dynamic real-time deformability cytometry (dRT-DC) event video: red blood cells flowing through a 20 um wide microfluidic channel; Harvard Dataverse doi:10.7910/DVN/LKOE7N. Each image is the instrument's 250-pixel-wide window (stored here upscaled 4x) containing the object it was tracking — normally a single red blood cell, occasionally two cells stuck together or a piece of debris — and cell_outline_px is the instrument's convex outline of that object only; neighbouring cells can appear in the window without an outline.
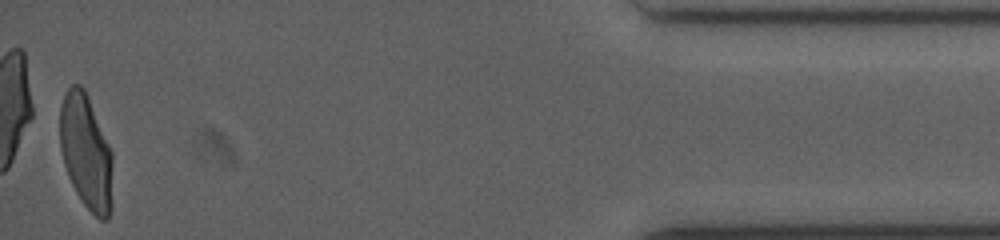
{"species": "human", "species_latin": "Homo sapiens", "temperature_condition": "cold", "stored_images_in_passage": 45, "camera_frame_rate_fps": 3000, "um_per_image_px": 0.085, "donor": {"sex": "female"}, "frame": {"image": 1, "passage_image": 45, "time_ms": 14.667, "image_size_px": [1000, 240], "cell_outline_px": [[112, 208], [108, 220], [100, 220], [84, 204], [76, 192], [68, 176], [64, 164], [60, 148], [60, 108], [64, 96], [68, 88], [72, 84], [80, 84], [84, 88], [88, 96], [112, 152]], "centroid_in_image_um": [7.32, 12.93], "position_along_channel_um": 427.9, "area_um2": 35.32}}